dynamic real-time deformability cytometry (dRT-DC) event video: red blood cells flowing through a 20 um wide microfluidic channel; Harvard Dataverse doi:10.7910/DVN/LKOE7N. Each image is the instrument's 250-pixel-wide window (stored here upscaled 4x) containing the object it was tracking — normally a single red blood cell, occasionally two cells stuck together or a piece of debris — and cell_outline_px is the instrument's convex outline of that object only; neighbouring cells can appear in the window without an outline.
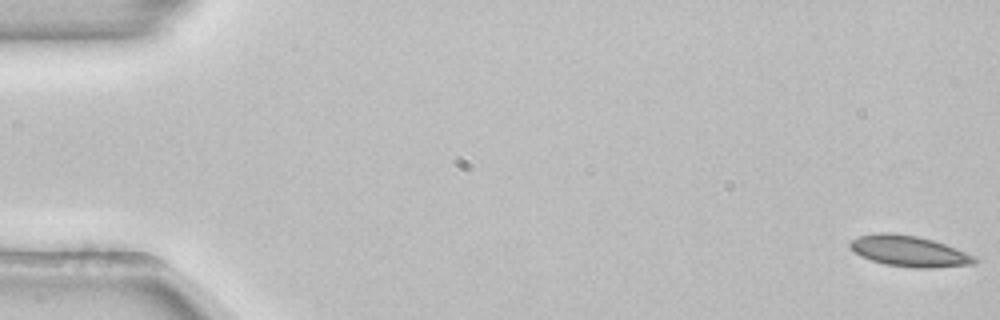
{"species": "common noctule bat (a hibernating species)", "species_latin": "Nyctalus noctula", "temperature_condition": "room temperature", "stored_images_in_passage": 53, "camera_frame_rate_fps": 3000, "um_per_image_px": 0.085, "animal": {"sex": "female", "body_mass_g": 22.7, "forearm_length_mm": 54.2}, "frame": {"image": 1, "passage_image": 1, "time_ms": 0.0, "image_size_px": [1000, 320], "cell_outline_px": [[980, 260], [976, 264], [932, 268], [916, 268], [884, 264], [860, 256], [848, 244], [852, 240], [860, 236], [876, 232], [896, 232], [916, 236], [932, 240], [956, 248], [976, 256]], "centroid_in_image_um": [77.32, 21.35], "position_along_channel_um": 7.7, "area_um2": 22.54}}
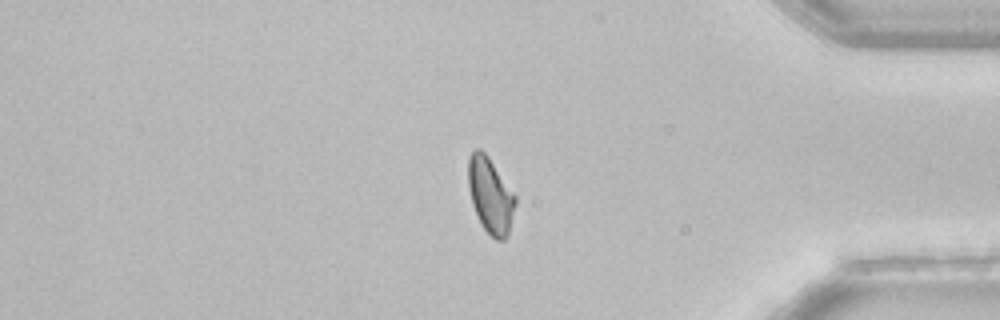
{"frame": {"image": 2, "passage_image": 45, "time_ms": 14.667, "image_size_px": [1000, 320], "cell_outline_px": [[516, 204], [508, 232], [504, 240], [496, 240], [480, 224], [472, 204], [468, 188], [468, 156], [476, 148], [480, 148], [488, 156], [516, 196]], "centroid_in_image_um": [41.66, 16.59], "position_along_channel_um": 393.5, "area_um2": 20.69}}
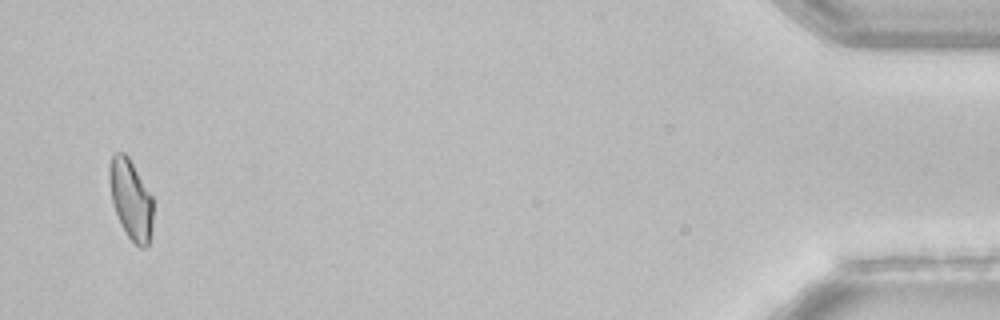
{"frame": {"image": 3, "passage_image": 52, "time_ms": 17.0, "image_size_px": [1000, 320], "cell_outline_px": [[152, 232], [148, 244], [144, 248], [140, 248], [128, 236], [120, 224], [112, 204], [108, 180], [108, 164], [112, 156], [116, 152], [124, 152], [128, 156], [152, 196]], "centroid_in_image_um": [11.09, 16.93], "position_along_channel_um": 424.1, "area_um2": 20.52}, "authors_computed_cell_mechanics": {"area_um2": 21.7906, "velocity_mm_per_s": 3.87, "shape_relaxation_time_tau1_ms": null, "shape_relaxation_time_tau2_ms": 9.8398, "deformation_change_tau1": null, "deformation_change_tau2": 0.1343}}